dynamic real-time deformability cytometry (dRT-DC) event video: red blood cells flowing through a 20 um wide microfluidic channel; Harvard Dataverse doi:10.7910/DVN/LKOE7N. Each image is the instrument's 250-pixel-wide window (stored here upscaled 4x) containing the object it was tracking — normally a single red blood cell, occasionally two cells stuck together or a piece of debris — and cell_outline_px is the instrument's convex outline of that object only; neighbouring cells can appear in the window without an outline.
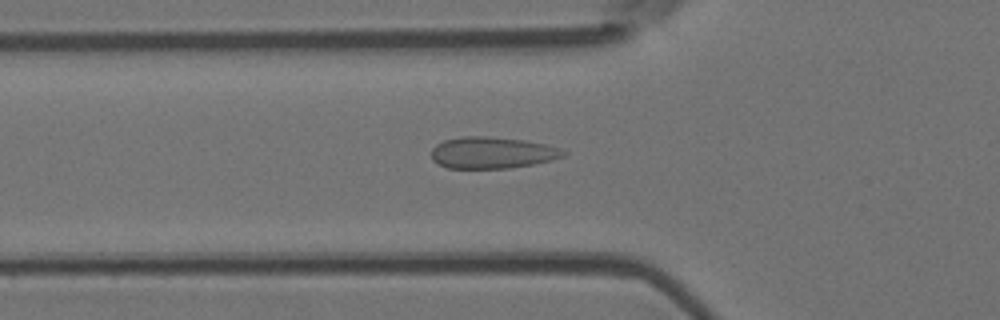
{"species": "Egyptian fruit bat (a non-hibernating species)", "species_latin": "Rousettus aegyptiacus", "temperature_condition": "room temperature", "stored_images_in_passage": 53, "camera_frame_rate_fps": 3000, "um_per_image_px": 0.085, "animal": {"sex": "female"}, "frame": {"image": 1, "passage_image": 18, "time_ms": 5.667, "image_size_px": [1000, 320], "cell_outline_px": [[568, 152], [564, 156], [552, 160], [536, 164], [508, 168], [448, 168], [436, 164], [432, 160], [432, 148], [436, 144], [444, 140], [464, 136], [484, 136], [524, 140], [544, 144]], "centroid_in_image_um": [41.8, 12.99], "position_along_channel_um": 84.0, "area_um2": 24.28}}
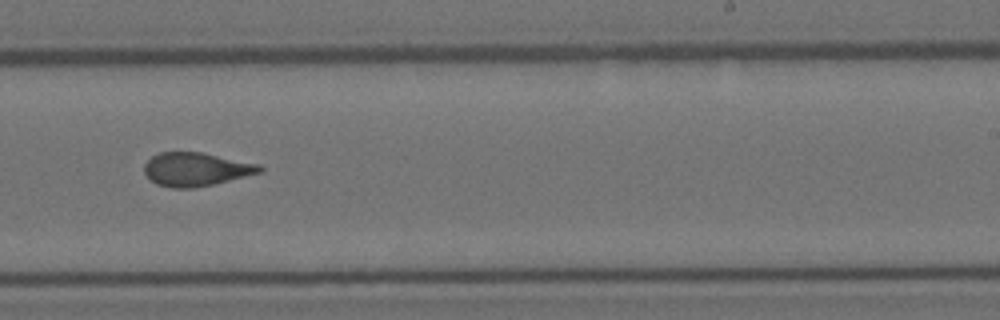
{"frame": {"image": 2, "passage_image": 33, "time_ms": 10.667, "image_size_px": [1000, 320], "cell_outline_px": [[264, 172], [212, 184], [192, 188], [172, 188], [156, 184], [144, 172], [144, 164], [152, 156], [160, 152], [200, 152], [260, 164], [264, 168]], "centroid_in_image_um": [16.68, 14.39], "position_along_channel_um": 272.3, "area_um2": 22.48}}
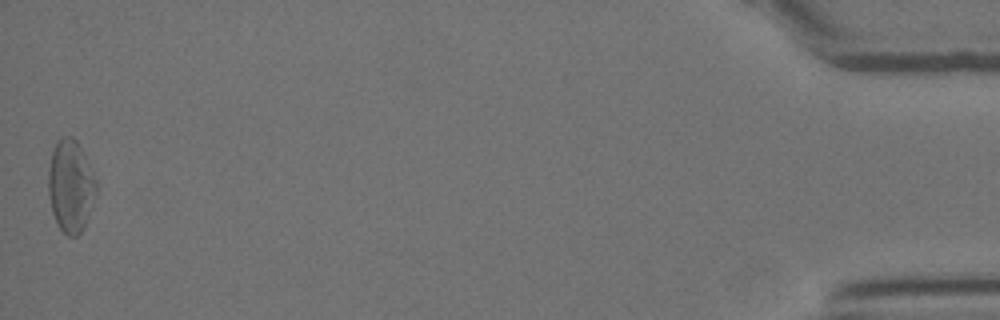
{"frame": {"image": 3, "passage_image": 53, "time_ms": 17.333, "image_size_px": [1000, 320], "cell_outline_px": [[96, 196], [88, 216], [80, 232], [76, 236], [68, 236], [56, 224], [52, 212], [48, 192], [48, 168], [52, 152], [56, 140], [64, 136], [72, 136], [76, 140], [96, 180]], "centroid_in_image_um": [5.98, 15.81], "position_along_channel_um": 429.2, "area_um2": 25.55}, "authors_computed_cell_mechanics": {"area_um2": 23.5246, "velocity_mm_per_s": 3.761, "shape_relaxation_time_tau1_ms": null, "shape_relaxation_time_tau2_ms": 1.041, "deformation_change_tau1": null, "deformation_change_tau2": 0.0432}}